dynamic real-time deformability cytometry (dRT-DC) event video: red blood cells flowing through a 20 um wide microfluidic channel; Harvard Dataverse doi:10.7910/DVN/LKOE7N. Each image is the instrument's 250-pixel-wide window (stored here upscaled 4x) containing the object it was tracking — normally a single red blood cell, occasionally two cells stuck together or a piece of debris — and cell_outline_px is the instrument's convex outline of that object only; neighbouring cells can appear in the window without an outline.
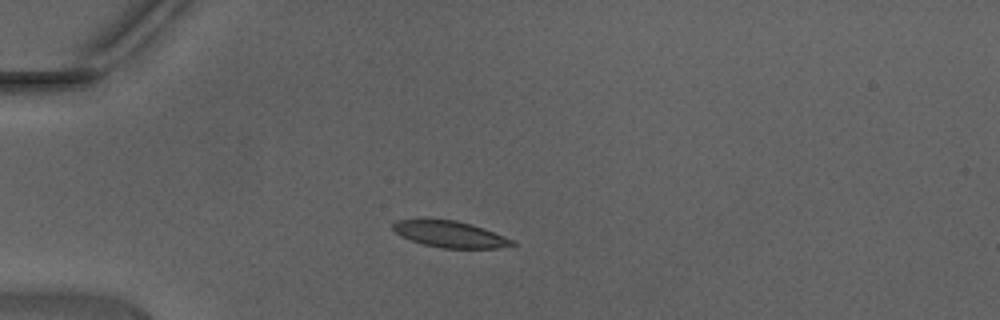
{"species": "Egyptian fruit bat (a non-hibernating species)", "species_latin": "Rousettus aegyptiacus", "temperature_condition": "warm", "stored_images_in_passage": 14, "camera_frame_rate_fps": 3000, "um_per_image_px": 0.085, "animal": {"sex": "male"}, "frame": {"image": 1, "passage_image": 10, "time_ms": 3.0, "image_size_px": [1000, 320], "cell_outline_px": [[516, 244], [500, 248], [440, 248], [424, 244], [400, 236], [392, 228], [392, 224], [396, 220], [420, 216], [456, 220], [472, 224], [484, 228], [516, 240]], "centroid_in_image_um": [38.2, 19.86], "position_along_channel_um": 46.8, "area_um2": 19.13}}
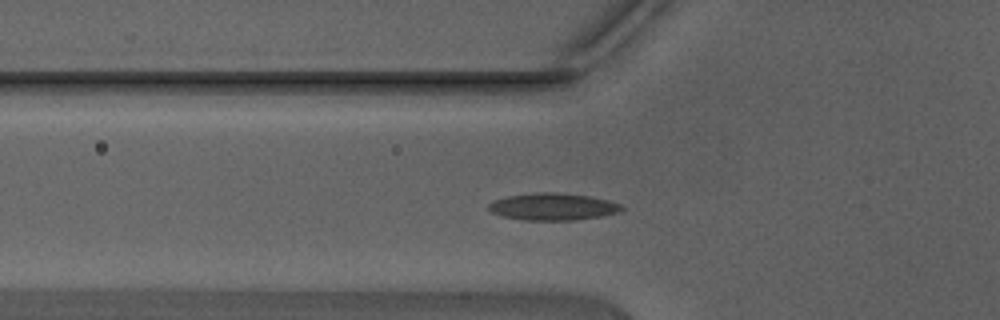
{"frame": {"image": 2, "passage_image": 14, "time_ms": 4.333, "image_size_px": [1000, 320], "cell_outline_px": [[624, 208], [620, 212], [600, 216], [572, 220], [524, 220], [500, 216], [492, 212], [488, 208], [488, 204], [496, 200], [508, 196], [536, 192], [560, 192], [588, 196], [608, 200], [620, 204]], "centroid_in_image_um": [46.99, 17.56], "position_along_channel_um": 78.8, "area_um2": 20.92}}